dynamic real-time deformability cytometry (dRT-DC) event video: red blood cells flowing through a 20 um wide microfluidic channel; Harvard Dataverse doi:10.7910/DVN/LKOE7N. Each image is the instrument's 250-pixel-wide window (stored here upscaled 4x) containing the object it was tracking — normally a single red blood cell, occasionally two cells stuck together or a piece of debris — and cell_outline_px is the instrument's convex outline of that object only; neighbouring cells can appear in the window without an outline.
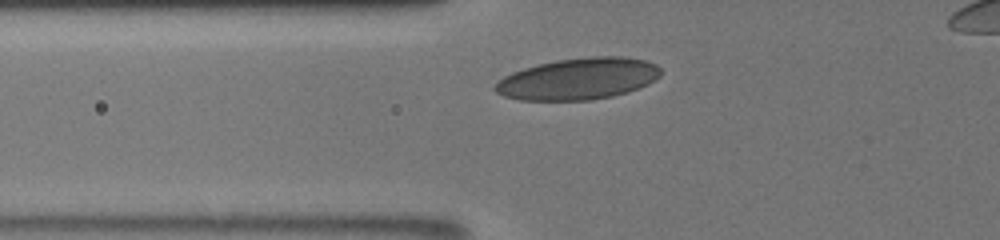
{"species": "human", "species_latin": "Homo sapiens", "temperature_condition": "room temperature", "stored_images_in_passage": 47, "camera_frame_rate_fps": 3000, "um_per_image_px": 0.085, "donor": {"sex": "male"}, "frame": {"image": 1, "passage_image": 4, "time_ms": 0.667, "image_size_px": [1000, 240], "cell_outline_px": [[660, 76], [648, 84], [628, 92], [612, 96], [588, 100], [520, 100], [504, 96], [496, 92], [492, 88], [504, 76], [512, 72], [536, 64], [556, 60], [588, 56], [620, 56], [648, 60], [656, 64], [660, 68]], "centroid_in_image_um": [49.16, 6.69], "position_along_channel_um": 76.6, "area_um2": 40.29}}
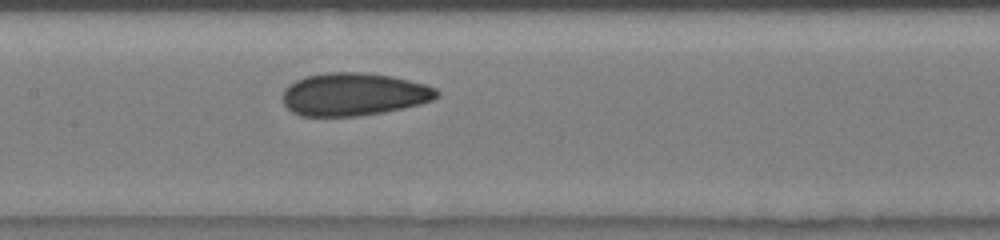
{"frame": {"image": 2, "passage_image": 17, "time_ms": 3.333, "image_size_px": [1000, 240], "cell_outline_px": [[440, 96], [432, 100], [420, 104], [404, 108], [384, 112], [356, 116], [300, 116], [292, 112], [284, 104], [284, 88], [288, 84], [304, 76], [328, 72], [360, 72], [392, 76], [424, 84], [436, 88], [440, 92]], "centroid_in_image_um": [30.07, 8.01], "position_along_channel_um": 177.3, "area_um2": 38.61}}
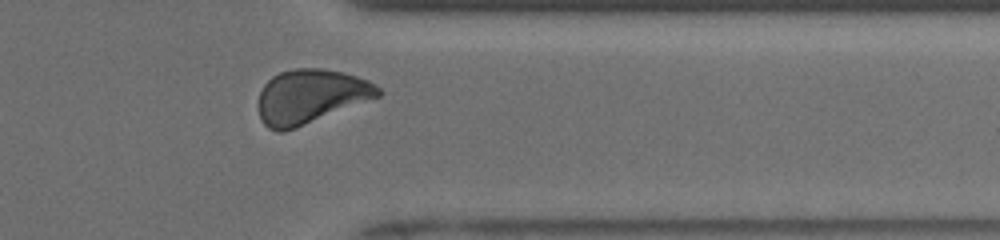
{"frame": {"image": 3, "passage_image": 41, "time_ms": 8.667, "image_size_px": [1000, 240], "cell_outline_px": [[384, 92], [380, 96], [296, 128], [284, 132], [276, 132], [268, 128], [260, 120], [260, 92], [264, 84], [272, 76], [280, 72], [296, 68], [320, 68], [344, 72], [368, 80], [380, 88]], "centroid_in_image_um": [26.41, 8.2], "position_along_channel_um": 385.0, "area_um2": 37.74}, "authors_computed_cell_mechanics": {"area_um2": 38.6104, "velocity_mm_per_s": 3.9076, "shape_relaxation_time_tau1_ms": 4.2175, "shape_relaxation_time_tau2_ms": 1.2551, "deformation_change_tau1": 0.0947, "deformation_change_tau2": 0.0472}}